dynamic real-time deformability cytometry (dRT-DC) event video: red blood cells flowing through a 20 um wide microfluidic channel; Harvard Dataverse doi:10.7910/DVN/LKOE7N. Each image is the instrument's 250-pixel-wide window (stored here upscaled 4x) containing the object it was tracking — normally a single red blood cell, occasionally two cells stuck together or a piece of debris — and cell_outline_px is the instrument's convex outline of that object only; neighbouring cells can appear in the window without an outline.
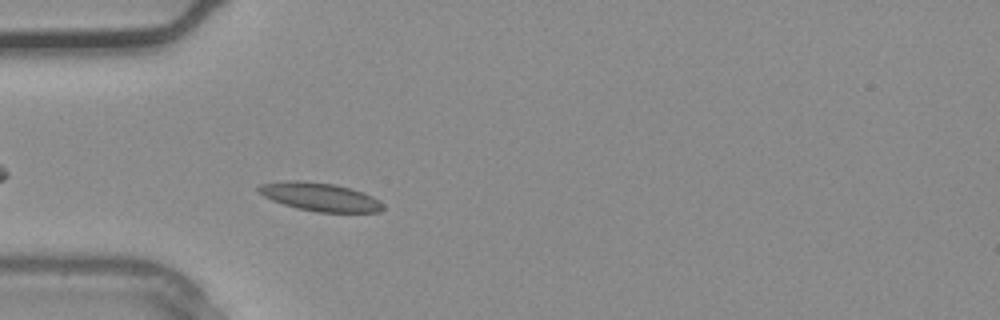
{"species": "common noctule bat (a hibernating species)", "species_latin": "Nyctalus noctula", "temperature_condition": "warm", "stored_images_in_passage": 3, "camera_frame_rate_fps": 3000, "um_per_image_px": 0.085, "animal": {"sex": "male", "body_mass_g": 20.4}, "frame": {"image": 1, "passage_image": 3, "time_ms": 0.667, "image_size_px": [1000, 320], "cell_outline_px": [[384, 208], [380, 212], [316, 212], [296, 208], [272, 200], [264, 196], [256, 188], [260, 184], [288, 180], [300, 180], [336, 184], [352, 188], [364, 192], [380, 200], [384, 204]], "centroid_in_image_um": [27.23, 16.73], "position_along_channel_um": 57.8, "area_um2": 20.75}}